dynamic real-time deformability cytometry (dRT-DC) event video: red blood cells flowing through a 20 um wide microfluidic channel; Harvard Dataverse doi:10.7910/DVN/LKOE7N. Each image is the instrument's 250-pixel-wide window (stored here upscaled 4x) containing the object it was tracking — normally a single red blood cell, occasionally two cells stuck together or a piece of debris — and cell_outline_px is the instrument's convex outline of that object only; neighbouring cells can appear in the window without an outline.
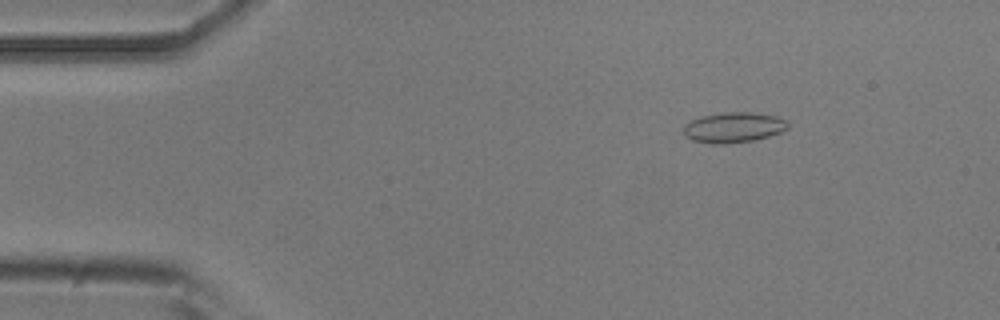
{"species": "common noctule bat (a hibernating species)", "species_latin": "Nyctalus noctula", "temperature_condition": "room temperature", "stored_images_in_passage": 46, "camera_frame_rate_fps": 3000, "um_per_image_px": 0.085, "animal": {"sex": "male", "body_mass_g": 20.5, "forearm_length_mm": 52.5}, "frame": {"image": 1, "passage_image": 2, "time_ms": 0.333, "image_size_px": [1000, 320], "cell_outline_px": [[788, 128], [780, 132], [756, 140], [724, 144], [712, 144], [692, 140], [684, 136], [684, 124], [700, 116], [728, 112], [752, 112], [776, 116], [784, 120], [788, 124]], "centroid_in_image_um": [62.32, 10.84], "position_along_channel_um": 22.7, "area_um2": 18.44}}
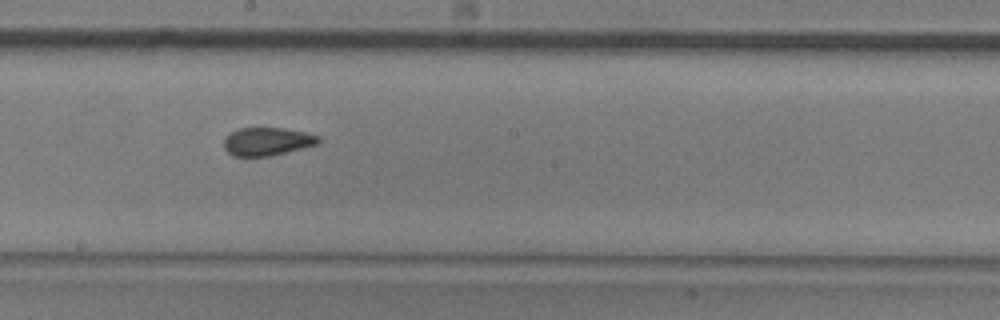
{"frame": {"image": 2, "passage_image": 23, "time_ms": 7.333, "image_size_px": [1000, 320], "cell_outline_px": [[320, 144], [272, 156], [232, 156], [224, 148], [224, 136], [240, 128], [284, 128], [304, 132], [320, 136]], "centroid_in_image_um": [22.73, 12.03], "position_along_channel_um": 225.5, "area_um2": 15.66}}
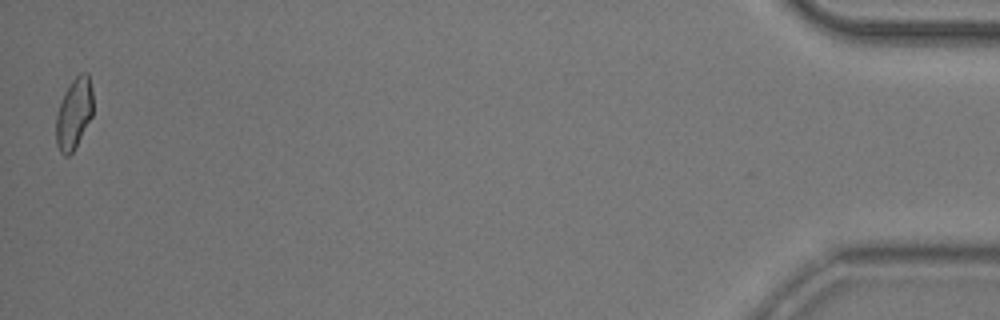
{"frame": {"image": 3, "passage_image": 46, "time_ms": 15.0, "image_size_px": [1000, 320], "cell_outline_px": [[92, 116], [72, 152], [68, 156], [64, 156], [60, 152], [56, 144], [56, 116], [64, 92], [72, 80], [80, 72], [88, 72], [92, 88]], "centroid_in_image_um": [6.28, 9.62], "position_along_channel_um": 428.9, "area_um2": 15.2}, "authors_computed_cell_mechanics": {"area_um2": 15.895, "velocity_mm_per_s": 3.9041, "shape_relaxation_time_tau1_ms": null, "shape_relaxation_time_tau2_ms": 1.1206, "deformation_change_tau1": null, "deformation_change_tau2": 0.0443}}